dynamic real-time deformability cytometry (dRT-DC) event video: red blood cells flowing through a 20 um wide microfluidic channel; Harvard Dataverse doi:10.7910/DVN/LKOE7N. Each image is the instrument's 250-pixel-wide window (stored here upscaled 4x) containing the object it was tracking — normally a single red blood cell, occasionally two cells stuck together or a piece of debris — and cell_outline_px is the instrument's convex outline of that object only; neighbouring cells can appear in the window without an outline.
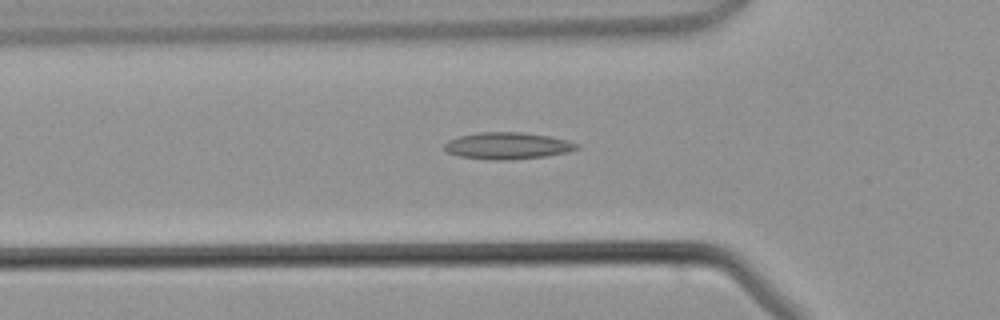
{"species": "common noctule bat (a hibernating species)", "species_latin": "Nyctalus noctula", "temperature_condition": "warm", "stored_images_in_passage": 40, "camera_frame_rate_fps": 3000, "um_per_image_px": 0.085, "animal": {"sex": "male", "body_mass_g": 21.5, "forearm_length_mm": 52.0}, "frame": {"image": 1, "passage_image": 13, "time_ms": 4.0, "image_size_px": [1000, 320], "cell_outline_px": [[580, 148], [568, 152], [544, 156], [508, 160], [492, 160], [460, 156], [448, 152], [444, 148], [444, 144], [448, 140], [456, 136], [480, 132], [524, 132], [548, 136], [568, 140], [580, 144]], "centroid_in_image_um": [43.15, 12.38], "position_along_channel_um": 82.7, "area_um2": 20.75}}
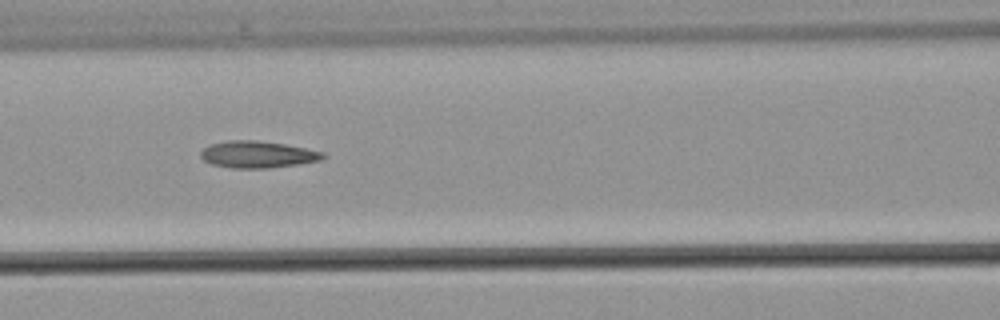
{"frame": {"image": 2, "passage_image": 17, "time_ms": 5.333, "image_size_px": [1000, 320], "cell_outline_px": [[328, 156], [320, 160], [300, 164], [268, 168], [232, 168], [212, 164], [204, 160], [200, 156], [200, 152], [208, 144], [228, 140], [256, 140], [284, 144], [324, 152]], "centroid_in_image_um": [21.89, 13.13], "position_along_channel_um": 144.7, "area_um2": 19.19}}
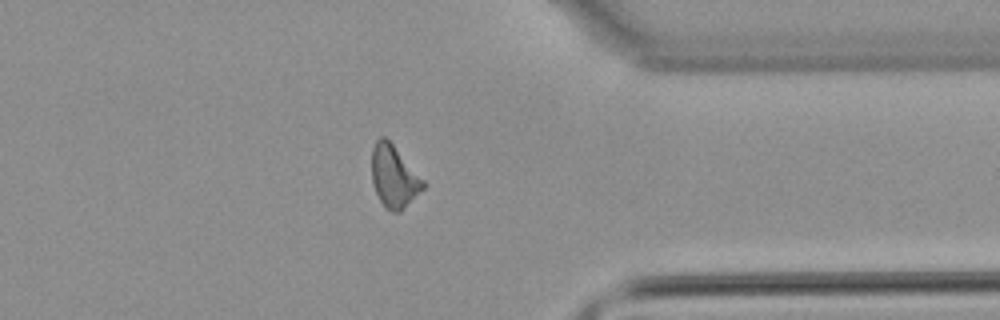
{"frame": {"image": 3, "passage_image": 33, "time_ms": 10.667, "image_size_px": [1000, 320], "cell_outline_px": [[424, 188], [400, 212], [392, 212], [380, 200], [376, 192], [372, 180], [372, 148], [376, 140], [380, 136], [384, 136], [392, 144], [424, 180]], "centroid_in_image_um": [33.47, 14.99], "position_along_channel_um": 377.9, "area_um2": 18.21}}